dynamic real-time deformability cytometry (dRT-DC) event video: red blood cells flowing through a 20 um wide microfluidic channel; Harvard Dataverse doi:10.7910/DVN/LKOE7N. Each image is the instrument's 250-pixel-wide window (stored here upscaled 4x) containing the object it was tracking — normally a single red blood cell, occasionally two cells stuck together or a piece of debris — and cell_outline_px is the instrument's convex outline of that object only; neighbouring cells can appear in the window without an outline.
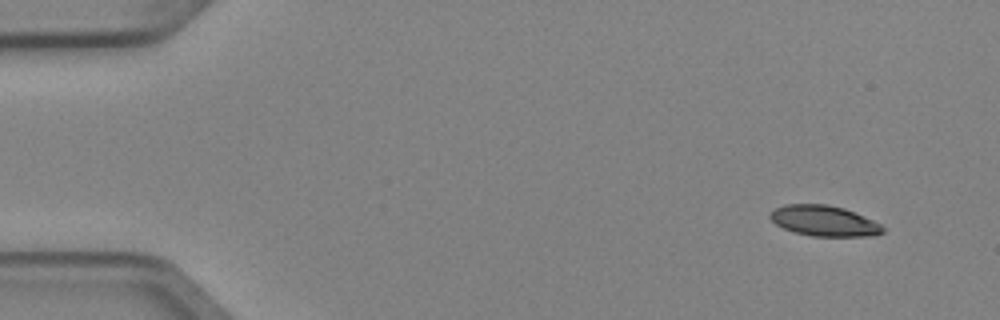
{"species": "Egyptian fruit bat (a non-hibernating species)", "species_latin": "Rousettus aegyptiacus", "temperature_condition": "cold", "stored_images_in_passage": 4, "camera_frame_rate_fps": 3000, "um_per_image_px": 0.085, "animal": {"sex": "female"}, "frame": {"image": 1, "passage_image": 1, "time_ms": 0.0, "image_size_px": [1000, 320], "cell_outline_px": [[884, 232], [876, 236], [812, 236], [796, 232], [784, 228], [776, 224], [768, 216], [776, 208], [784, 204], [828, 204], [844, 208], [872, 220], [880, 224], [884, 228]], "centroid_in_image_um": [70.06, 18.77], "position_along_channel_um": 14.9, "area_um2": 19.94}}
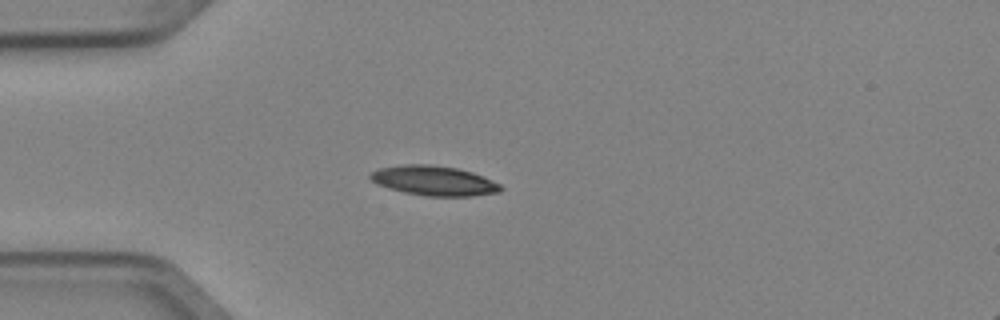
{"frame": {"image": 2, "passage_image": 3, "time_ms": 0.667, "image_size_px": [1000, 320], "cell_outline_px": [[504, 188], [500, 192], [472, 196], [424, 196], [404, 192], [388, 188], [376, 184], [368, 176], [372, 172], [380, 168], [404, 164], [428, 164], [456, 168], [472, 172], [500, 184]], "centroid_in_image_um": [36.88, 15.36], "position_along_channel_um": 48.1, "area_um2": 22.54}}